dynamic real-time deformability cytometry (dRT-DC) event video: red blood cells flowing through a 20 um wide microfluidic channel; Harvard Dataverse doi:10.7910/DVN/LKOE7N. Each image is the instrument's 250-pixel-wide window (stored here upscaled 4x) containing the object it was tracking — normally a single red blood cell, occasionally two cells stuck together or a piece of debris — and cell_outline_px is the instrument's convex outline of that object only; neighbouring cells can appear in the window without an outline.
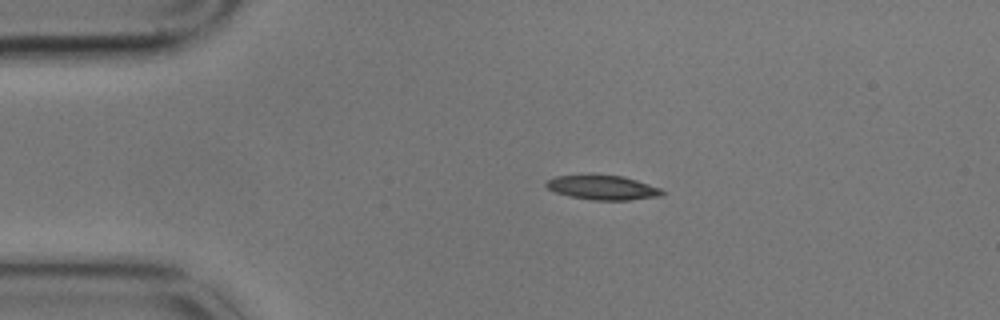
{"species": "common noctule bat (a hibernating species)", "species_latin": "Nyctalus noctula", "temperature_condition": "cold", "stored_images_in_passage": 3, "camera_frame_rate_fps": 3000, "um_per_image_px": 0.085, "animal": {"sex": "male", "body_mass_g": 17.9}, "frame": {"image": 1, "passage_image": 1, "time_ms": 0.0, "image_size_px": [1000, 320], "cell_outline_px": [[664, 196], [628, 200], [596, 200], [572, 196], [556, 192], [548, 188], [544, 184], [548, 180], [556, 176], [592, 172], [624, 176], [660, 188], [664, 192]], "centroid_in_image_um": [51.22, 15.89], "position_along_channel_um": 33.8, "area_um2": 16.99}}
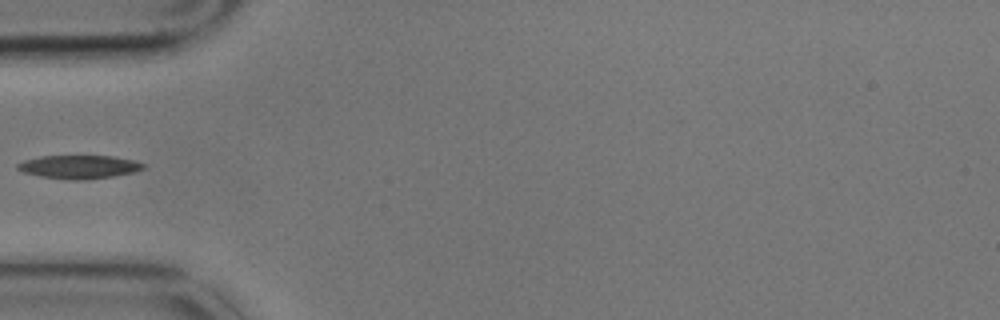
{"frame": {"image": 2, "passage_image": 3, "time_ms": 0.667, "image_size_px": [1000, 320], "cell_outline_px": [[148, 164], [144, 168], [132, 172], [112, 176], [84, 180], [68, 180], [40, 176], [24, 172], [16, 168], [16, 164], [24, 160], [40, 156], [112, 156], [132, 160]], "centroid_in_image_um": [6.7, 14.18], "position_along_channel_um": 78.3, "area_um2": 17.11}}